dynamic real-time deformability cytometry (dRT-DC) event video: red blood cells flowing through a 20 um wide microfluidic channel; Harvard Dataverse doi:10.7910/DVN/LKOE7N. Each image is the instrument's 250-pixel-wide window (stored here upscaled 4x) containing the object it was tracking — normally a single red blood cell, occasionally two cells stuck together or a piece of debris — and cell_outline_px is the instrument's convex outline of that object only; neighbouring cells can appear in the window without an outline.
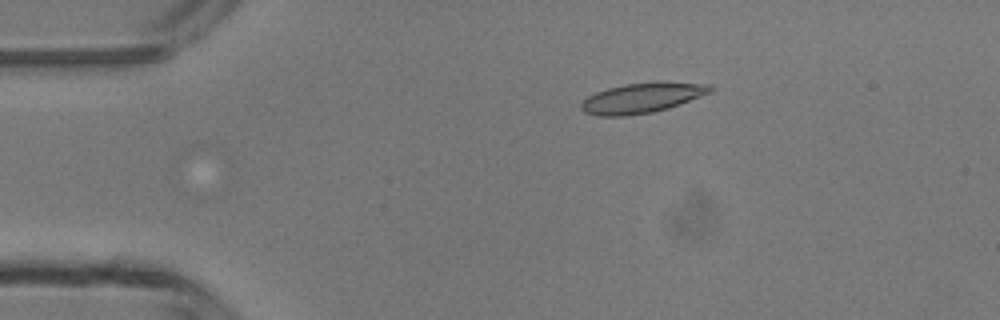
{"species": "common noctule bat (a hibernating species)", "species_latin": "Nyctalus noctula", "temperature_condition": "room temperature", "stored_images_in_passage": 5, "camera_frame_rate_fps": 3000, "um_per_image_px": 0.085, "animal": {"sex": "male", "body_mass_g": 13.3}, "frame": {"image": 1, "passage_image": 3, "time_ms": 2.333, "image_size_px": [1000, 320], "cell_outline_px": [[712, 92], [680, 104], [668, 108], [652, 112], [624, 116], [596, 116], [584, 112], [580, 108], [580, 104], [588, 96], [596, 92], [608, 88], [624, 84], [656, 80], [660, 80], [712, 84]], "centroid_in_image_um": [54.6, 8.29], "position_along_channel_um": 30.4, "area_um2": 23.12}}
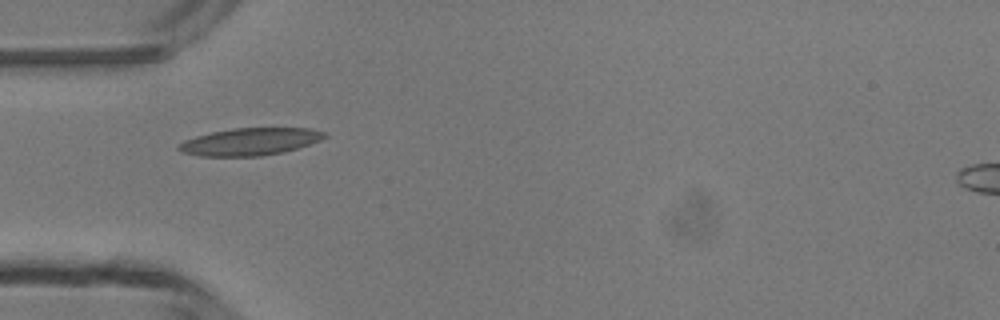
{"frame": {"image": 2, "passage_image": 5, "time_ms": 4.333, "image_size_px": [1000, 320], "cell_outline_px": [[328, 136], [320, 140], [284, 152], [260, 156], [200, 156], [184, 152], [176, 148], [184, 140], [196, 136], [212, 132], [232, 128], [312, 128], [324, 132]], "centroid_in_image_um": [21.26, 12.03], "position_along_channel_um": 63.7, "area_um2": 23.06}}